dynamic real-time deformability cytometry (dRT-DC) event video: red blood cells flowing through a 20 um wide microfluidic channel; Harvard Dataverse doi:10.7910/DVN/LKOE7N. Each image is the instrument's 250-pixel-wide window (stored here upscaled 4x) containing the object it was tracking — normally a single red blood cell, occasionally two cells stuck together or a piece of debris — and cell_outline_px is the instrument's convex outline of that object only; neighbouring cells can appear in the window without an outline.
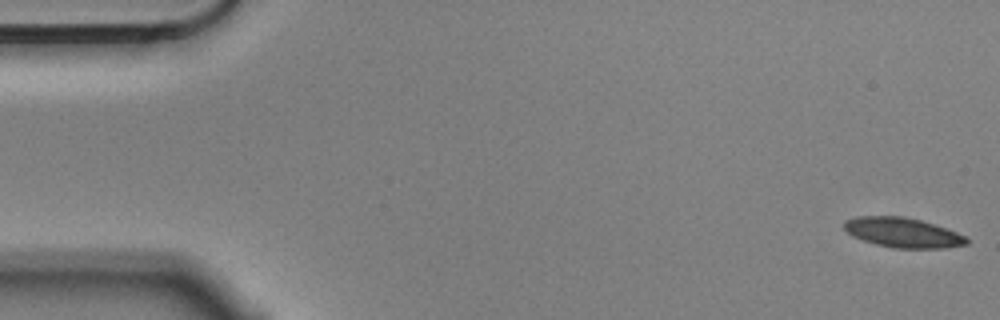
{"species": "Egyptian fruit bat (a non-hibernating species)", "species_latin": "Rousettus aegyptiacus", "temperature_condition": "cold", "stored_images_in_passage": 5, "camera_frame_rate_fps": 3000, "um_per_image_px": 0.085, "animal": {"sex": "male"}, "frame": {"image": 1, "passage_image": 1, "time_ms": 0.0, "image_size_px": [1000, 320], "cell_outline_px": [[968, 244], [944, 248], [892, 248], [876, 244], [852, 236], [844, 228], [844, 220], [856, 216], [900, 216], [920, 220], [968, 236]], "centroid_in_image_um": [76.73, 19.77], "position_along_channel_um": 8.3, "area_um2": 21.15}}
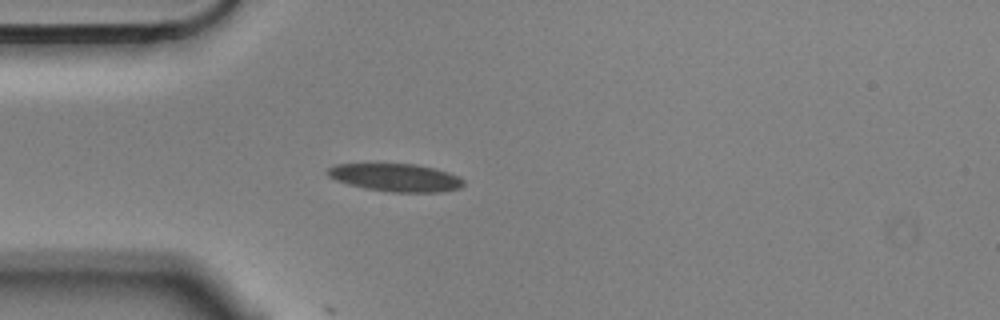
{"frame": {"image": 2, "passage_image": 5, "time_ms": 1.333, "image_size_px": [1000, 320], "cell_outline_px": [[464, 184], [460, 188], [440, 192], [392, 192], [364, 188], [348, 184], [336, 180], [328, 176], [324, 172], [328, 168], [336, 164], [416, 164], [448, 172], [460, 176], [464, 180]], "centroid_in_image_um": [33.63, 15.09], "position_along_channel_um": 51.4, "area_um2": 22.08}}